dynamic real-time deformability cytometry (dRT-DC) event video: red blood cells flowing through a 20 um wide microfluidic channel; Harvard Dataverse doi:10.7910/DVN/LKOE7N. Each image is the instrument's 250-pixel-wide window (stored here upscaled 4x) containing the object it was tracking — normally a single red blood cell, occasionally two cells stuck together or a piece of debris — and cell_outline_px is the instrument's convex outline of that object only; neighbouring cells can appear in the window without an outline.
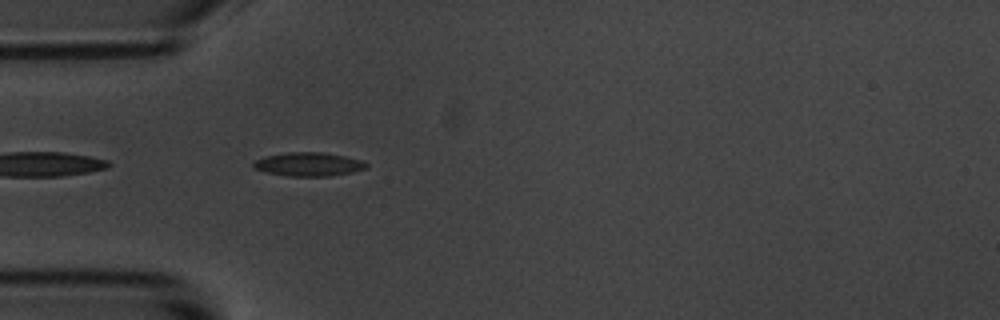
{"species": "common noctule bat (a hibernating species)", "species_latin": "Nyctalus noctula", "temperature_condition": "room temperature", "stored_images_in_passage": 1, "camera_frame_rate_fps": 3000, "um_per_image_px": 0.085, "animal": {"sex": "male", "body_mass_g": 20.1, "forearm_length_mm": 53.5}, "frame": {"image": 1, "passage_image": 1, "time_ms": 0.0, "image_size_px": [1000, 320], "cell_outline_px": [[368, 168], [352, 172], [328, 176], [288, 176], [264, 172], [252, 168], [252, 164], [256, 160], [264, 156], [288, 152], [324, 152], [364, 160], [368, 164]], "centroid_in_image_um": [26.23, 13.96], "position_along_channel_um": 58.8, "area_um2": 15.78}}